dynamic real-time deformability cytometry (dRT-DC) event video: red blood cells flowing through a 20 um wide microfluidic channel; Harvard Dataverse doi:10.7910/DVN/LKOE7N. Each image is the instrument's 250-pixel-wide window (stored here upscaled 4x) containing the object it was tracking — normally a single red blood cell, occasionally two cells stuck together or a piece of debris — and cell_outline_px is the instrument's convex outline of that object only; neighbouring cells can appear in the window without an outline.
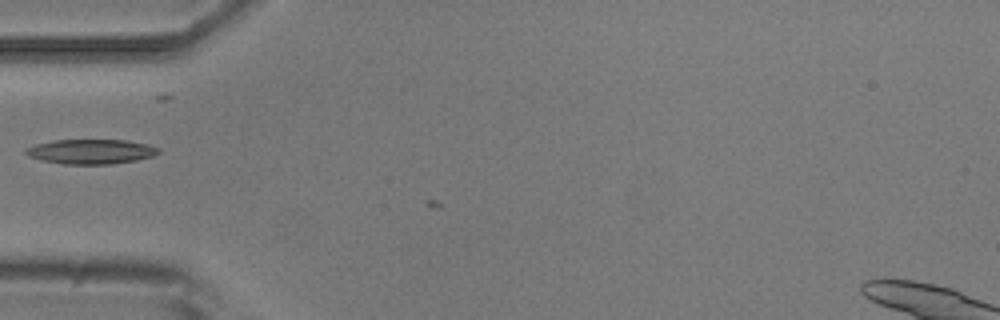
{"species": "common noctule bat (a hibernating species)", "species_latin": "Nyctalus noctula", "temperature_condition": "room temperature", "stored_images_in_passage": 8, "camera_frame_rate_fps": 3000, "um_per_image_px": 0.085, "animal": {"sex": "male", "body_mass_g": 20.5, "forearm_length_mm": 52.5}, "frame": {"image": 1, "passage_image": 4, "time_ms": 4.667, "image_size_px": [1000, 320], "cell_outline_px": [[160, 152], [152, 156], [136, 160], [112, 164], [64, 164], [40, 160], [28, 156], [24, 152], [24, 148], [36, 144], [52, 140], [128, 140], [148, 144], [160, 148]], "centroid_in_image_um": [7.71, 12.88], "position_along_channel_um": 77.3, "area_um2": 19.25}}
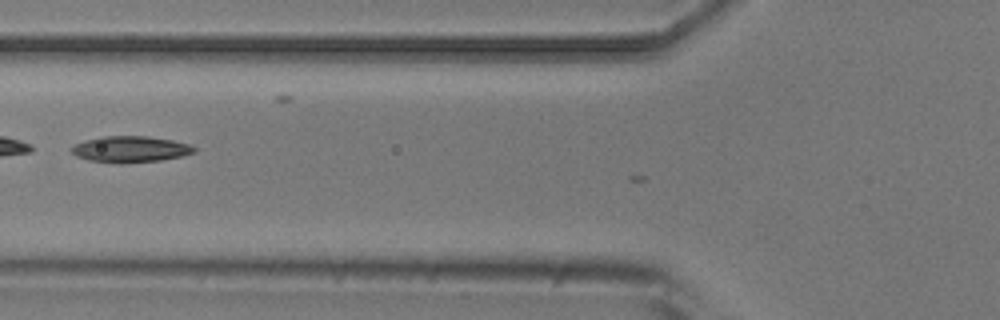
{"frame": {"image": 2, "passage_image": 5, "time_ms": 5.667, "image_size_px": [1000, 320], "cell_outline_px": [[196, 152], [180, 156], [160, 160], [124, 164], [120, 164], [88, 160], [76, 156], [68, 148], [84, 140], [100, 136], [148, 136], [172, 140], [188, 144], [196, 148]], "centroid_in_image_um": [11.04, 12.69], "position_along_channel_um": 114.8, "area_um2": 18.9}}
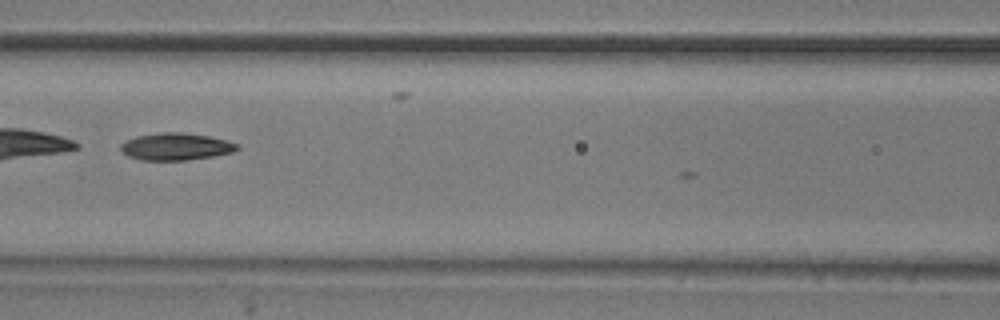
{"frame": {"image": 3, "passage_image": 6, "time_ms": 6.667, "image_size_px": [1000, 320], "cell_outline_px": [[240, 148], [232, 152], [212, 156], [184, 160], [140, 160], [128, 156], [120, 148], [120, 144], [124, 140], [136, 136], [160, 132], [180, 132], [208, 136], [228, 140], [240, 144]], "centroid_in_image_um": [14.94, 12.45], "position_along_channel_um": 151.7, "area_um2": 18.5}}